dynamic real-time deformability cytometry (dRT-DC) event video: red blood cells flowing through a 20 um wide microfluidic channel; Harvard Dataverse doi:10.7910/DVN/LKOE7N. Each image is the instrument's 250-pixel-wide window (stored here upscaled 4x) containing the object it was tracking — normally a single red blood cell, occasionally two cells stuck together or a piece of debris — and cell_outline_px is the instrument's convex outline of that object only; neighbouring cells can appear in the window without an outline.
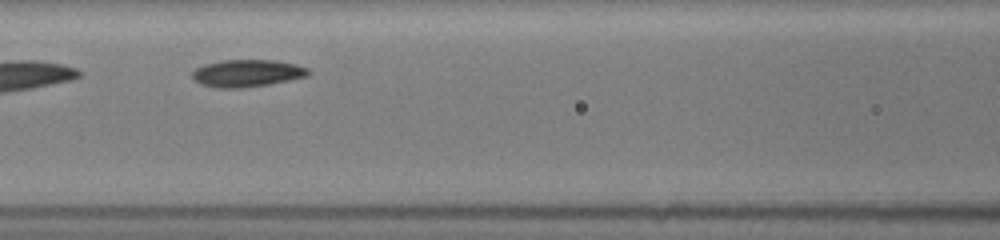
{"species": "common noctule bat (a hibernating species)", "species_latin": "Nyctalus noctula", "temperature_condition": "room temperature", "stored_images_in_passage": 11, "camera_frame_rate_fps": 3000, "um_per_image_px": 0.085, "animal": {"sex": "female", "body_mass_g": 19.5, "forearm_length_mm": 54.1}, "frame": {"image": 1, "passage_image": 5, "time_ms": 2.333, "image_size_px": [1000, 240], "cell_outline_px": [[312, 72], [308, 76], [268, 84], [240, 88], [220, 88], [200, 84], [192, 80], [192, 72], [196, 68], [204, 64], [220, 60], [276, 60], [296, 64], [308, 68]], "centroid_in_image_um": [20.99, 6.21], "position_along_channel_um": 145.6, "area_um2": 18.55}}